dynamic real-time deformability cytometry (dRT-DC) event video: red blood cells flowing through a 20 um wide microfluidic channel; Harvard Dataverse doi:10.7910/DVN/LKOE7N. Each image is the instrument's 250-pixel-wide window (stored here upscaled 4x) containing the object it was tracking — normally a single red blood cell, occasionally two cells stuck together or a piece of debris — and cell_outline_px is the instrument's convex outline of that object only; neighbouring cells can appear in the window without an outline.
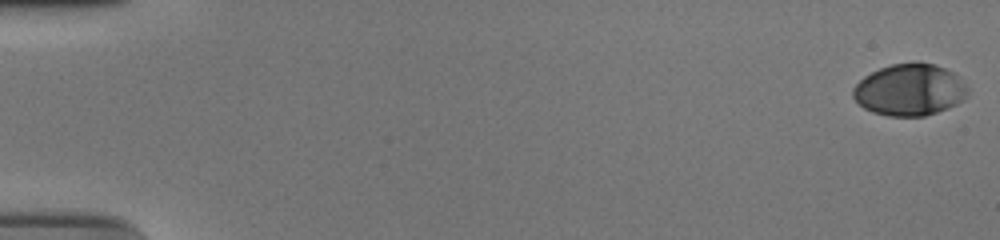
{"species": "human", "species_latin": "Homo sapiens", "temperature_condition": "cold", "stored_images_in_passage": 52, "camera_frame_rate_fps": 3000, "um_per_image_px": 0.085, "donor": {"sex": "male"}, "frame": {"image": 1, "passage_image": 1, "time_ms": 0.0, "image_size_px": [1000, 240], "cell_outline_px": [[968, 96], [964, 100], [948, 108], [924, 116], [888, 116], [872, 112], [864, 108], [852, 96], [852, 88], [864, 76], [880, 68], [892, 64], [916, 60], [936, 64], [960, 76], [968, 88]], "centroid_in_image_um": [77.34, 7.61], "position_along_channel_um": 7.7, "area_um2": 35.08}}
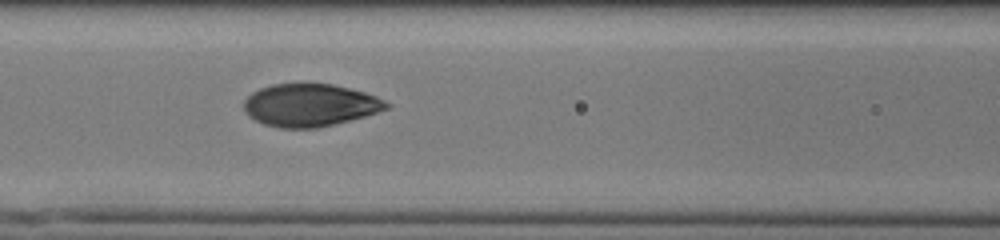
{"frame": {"image": 2, "passage_image": 26, "time_ms": 8.333, "image_size_px": [1000, 240], "cell_outline_px": [[392, 104], [388, 108], [364, 116], [316, 128], [280, 128], [264, 124], [248, 116], [244, 112], [244, 100], [252, 92], [260, 88], [272, 84], [332, 84], [364, 92], [376, 96]], "centroid_in_image_um": [26.32, 8.94], "position_along_channel_um": 140.3, "area_um2": 35.14}}
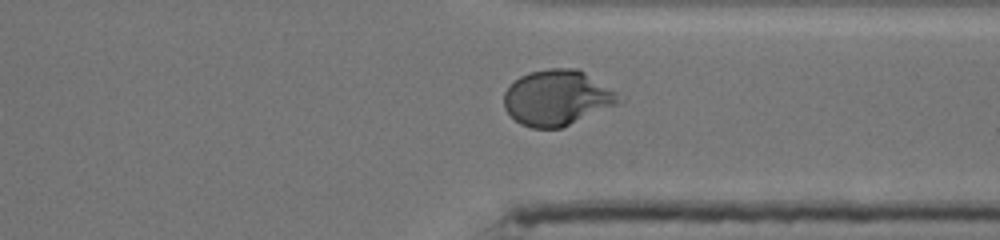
{"frame": {"image": 3, "passage_image": 44, "time_ms": 14.333, "image_size_px": [1000, 240], "cell_outline_px": [[624, 100], [620, 104], [560, 128], [532, 128], [520, 124], [504, 108], [504, 92], [520, 76], [528, 72], [548, 68], [576, 68], [584, 72], [616, 92]], "centroid_in_image_um": [47.37, 8.31], "position_along_channel_um": 364.0, "area_um2": 37.05}, "authors_computed_cell_mechanics": {"area_um2": 35.3158, "velocity_mm_per_s": 3.7275, "shape_relaxation_time_tau1_ms": 4.5189, "shape_relaxation_time_tau2_ms": null, "deformation_change_tau1": 0.2071, "deformation_change_tau2": null}}